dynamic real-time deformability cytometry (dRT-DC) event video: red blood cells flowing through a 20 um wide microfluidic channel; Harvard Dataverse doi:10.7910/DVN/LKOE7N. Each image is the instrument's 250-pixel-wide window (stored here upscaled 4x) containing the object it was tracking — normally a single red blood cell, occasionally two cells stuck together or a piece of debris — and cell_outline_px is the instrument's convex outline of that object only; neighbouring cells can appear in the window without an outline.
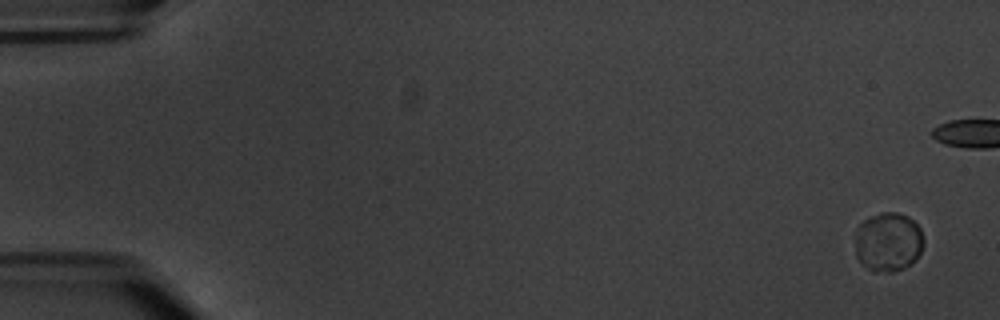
{"species": "common noctule bat (a hibernating species)", "species_latin": "Nyctalus noctula", "temperature_condition": "warm", "stored_images_in_passage": 17, "camera_frame_rate_fps": 3000, "um_per_image_px": 0.085, "animal": {"sex": "male", "body_mass_g": 20.1, "forearm_length_mm": 53.5}, "frame": {"image": 1, "passage_image": 1, "time_ms": 0.0, "image_size_px": [1000, 320], "cell_outline_px": [[924, 244], [916, 260], [904, 268], [892, 272], [872, 272], [856, 256], [856, 228], [864, 220], [880, 212], [896, 212], [908, 216], [920, 228], [924, 236]], "centroid_in_image_um": [75.52, 20.57], "position_along_channel_um": 9.5, "area_um2": 23.76}}
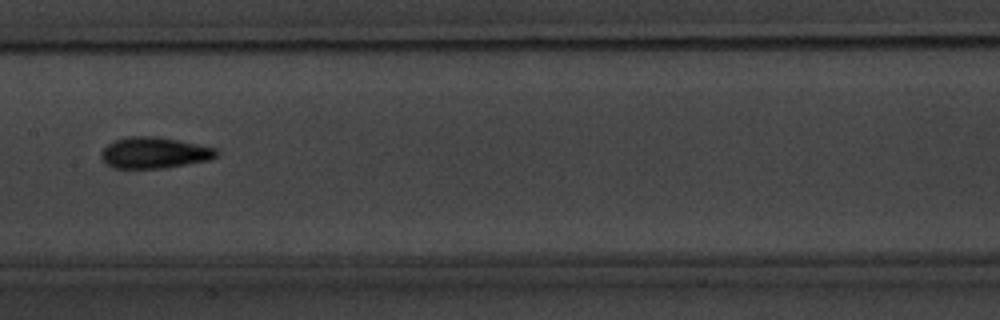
{"frame": {"image": 2, "passage_image": 10, "time_ms": 11.333, "image_size_px": [1000, 320], "cell_outline_px": [[220, 152], [216, 156], [208, 160], [164, 168], [112, 168], [104, 164], [100, 156], [100, 152], [108, 144], [116, 140], [128, 136], [156, 136], [216, 148]], "centroid_in_image_um": [13.07, 12.99], "position_along_channel_um": 194.3, "area_um2": 20.92}}
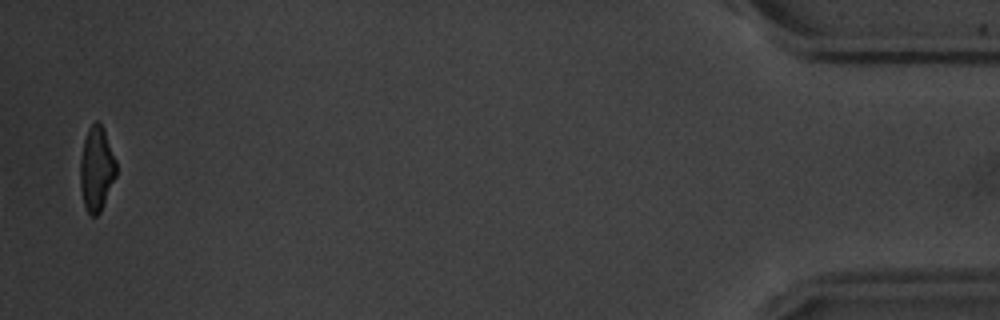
{"frame": {"image": 3, "passage_image": 17, "time_ms": 20.667, "image_size_px": [1000, 320], "cell_outline_px": [[116, 176], [100, 212], [96, 216], [92, 216], [88, 212], [84, 204], [80, 188], [80, 160], [84, 140], [88, 128], [96, 120], [104, 128], [116, 160]], "centroid_in_image_um": [8.2, 14.34], "position_along_channel_um": 427.0, "area_um2": 17.69}, "authors_computed_cell_mechanics": {"area_um2": 21.097, "velocity_mm_per_s": 3.3822, "shape_relaxation_time_tau1_ms": null, "shape_relaxation_time_tau2_ms": 5.7745, "deformation_change_tau1": null, "deformation_change_tau2": 0.1279}}